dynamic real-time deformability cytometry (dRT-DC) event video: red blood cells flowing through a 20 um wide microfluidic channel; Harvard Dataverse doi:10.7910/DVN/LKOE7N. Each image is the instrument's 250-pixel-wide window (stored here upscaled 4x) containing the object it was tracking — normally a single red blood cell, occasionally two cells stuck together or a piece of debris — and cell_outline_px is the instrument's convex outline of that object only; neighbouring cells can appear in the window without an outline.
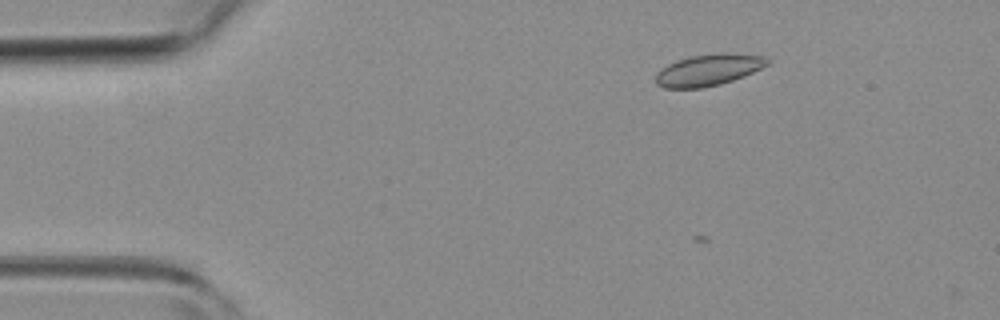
{"species": "common noctule bat (a hibernating species)", "species_latin": "Nyctalus noctula", "temperature_condition": "room temperature", "stored_images_in_passage": 10, "camera_frame_rate_fps": 3000, "um_per_image_px": 0.085, "animal": {"sex": "female", "body_mass_g": 19.3, "forearm_length_mm": 54.1}, "frame": {"image": 1, "passage_image": 3, "time_ms": 0.667, "image_size_px": [1000, 320], "cell_outline_px": [[772, 60], [768, 64], [744, 76], [720, 84], [704, 88], [664, 88], [656, 84], [656, 72], [660, 68], [676, 60], [692, 56], [716, 52], [720, 52], [764, 56]], "centroid_in_image_um": [60.2, 5.94], "position_along_channel_um": 24.8, "area_um2": 20.63}}